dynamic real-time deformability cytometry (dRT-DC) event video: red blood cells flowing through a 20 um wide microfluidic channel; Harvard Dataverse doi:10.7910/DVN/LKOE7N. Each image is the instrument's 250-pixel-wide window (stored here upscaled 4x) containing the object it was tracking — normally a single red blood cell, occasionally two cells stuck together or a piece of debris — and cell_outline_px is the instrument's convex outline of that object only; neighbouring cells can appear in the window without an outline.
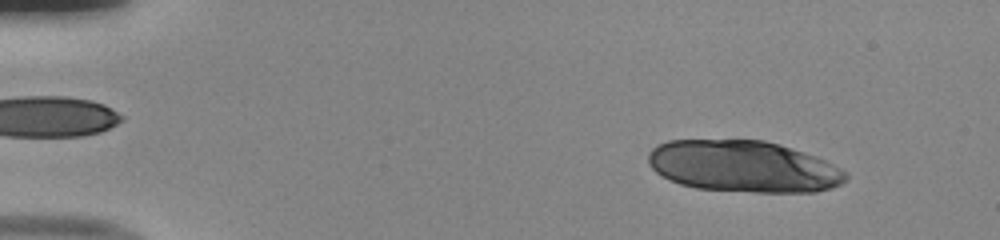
{"species": "human", "species_latin": "Homo sapiens", "temperature_condition": "room temperature", "stored_images_in_passage": 49, "camera_frame_rate_fps": 3000, "um_per_image_px": 0.085, "donor": {"sex": "male"}, "frame": {"image": 1, "passage_image": 5, "time_ms": 1.333, "image_size_px": [1000, 240], "cell_outline_px": [[848, 176], [840, 184], [832, 188], [816, 192], [756, 192], [696, 188], [680, 184], [656, 172], [648, 164], [648, 152], [652, 148], [668, 140], [764, 140], [780, 144], [816, 156], [848, 172]], "centroid_in_image_um": [63.2, 14.14], "position_along_channel_um": 21.8, "area_um2": 59.36}}
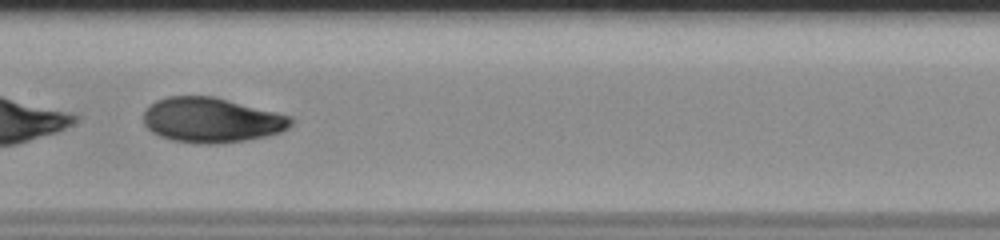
{"frame": {"image": 2, "passage_image": 26, "time_ms": 8.333, "image_size_px": [1000, 240], "cell_outline_px": [[296, 120], [288, 128], [280, 132], [264, 136], [244, 140], [216, 144], [200, 144], [172, 140], [160, 136], [152, 132], [144, 124], [144, 112], [156, 100], [168, 96], [212, 96], [292, 116]], "centroid_in_image_um": [17.99, 10.21], "position_along_channel_um": 189.4, "area_um2": 38.44}}
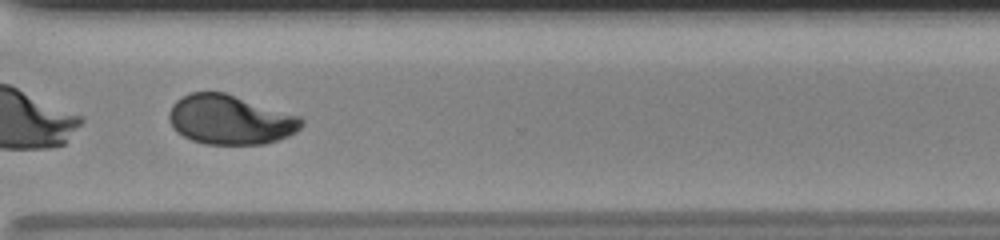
{"frame": {"image": 3, "passage_image": 38, "time_ms": 12.333, "image_size_px": [1000, 240], "cell_outline_px": [[304, 124], [296, 132], [288, 136], [264, 144], [204, 144], [192, 140], [176, 132], [168, 120], [168, 112], [172, 104], [176, 100], [192, 92], [224, 92], [300, 116], [304, 120]], "centroid_in_image_um": [19.55, 10.18], "position_along_channel_um": 351.1, "area_um2": 38.21}, "authors_computed_cell_mechanics": {"area_um2": 39.6508, "velocity_mm_per_s": 4.0447, "shape_relaxation_time_tau1_ms": 4.4765, "shape_relaxation_time_tau2_ms": 0.7275, "deformation_change_tau1": 0.1734, "deformation_change_tau2": 0.0371}}